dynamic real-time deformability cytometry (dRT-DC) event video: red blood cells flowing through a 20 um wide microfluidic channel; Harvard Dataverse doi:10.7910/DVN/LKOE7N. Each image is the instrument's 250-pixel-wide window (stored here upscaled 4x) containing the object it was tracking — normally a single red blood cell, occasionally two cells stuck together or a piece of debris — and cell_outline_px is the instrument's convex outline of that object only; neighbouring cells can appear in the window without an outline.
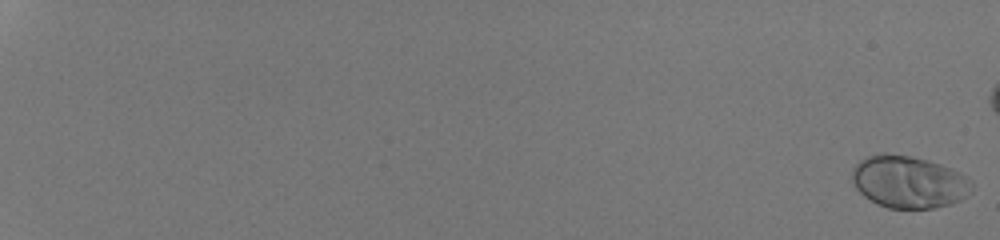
{"species": "human", "species_latin": "Homo sapiens", "temperature_condition": "room temperature", "stored_images_in_passage": 54, "camera_frame_rate_fps": 3000, "um_per_image_px": 0.085, "donor": {"sex": "male"}, "frame": {"image": 1, "passage_image": 1, "time_ms": 0.0, "image_size_px": [1000, 240], "cell_outline_px": [[972, 192], [968, 196], [960, 200], [948, 204], [932, 208], [888, 208], [876, 204], [864, 196], [852, 184], [852, 168], [864, 156], [884, 152], [908, 156], [928, 160], [940, 164], [960, 172], [972, 180]], "centroid_in_image_um": [77.23, 15.45], "position_along_channel_um": 7.8, "area_um2": 36.76}}
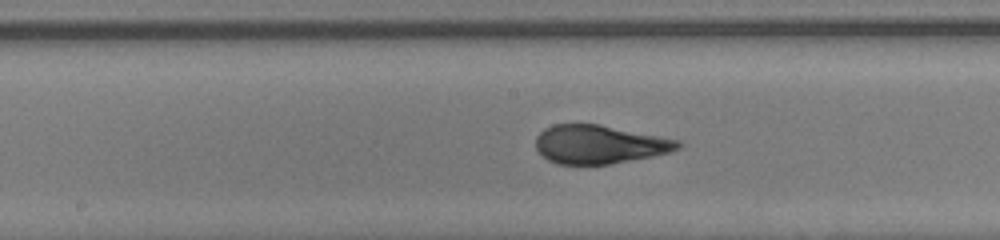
{"frame": {"image": 2, "passage_image": 34, "time_ms": 11.0, "image_size_px": [1000, 240], "cell_outline_px": [[684, 144], [680, 148], [672, 152], [652, 156], [608, 164], [556, 164], [548, 160], [536, 148], [536, 136], [544, 128], [552, 124], [600, 124], [680, 140]], "centroid_in_image_um": [50.97, 12.26], "position_along_channel_um": 197.2, "area_um2": 32.02}}
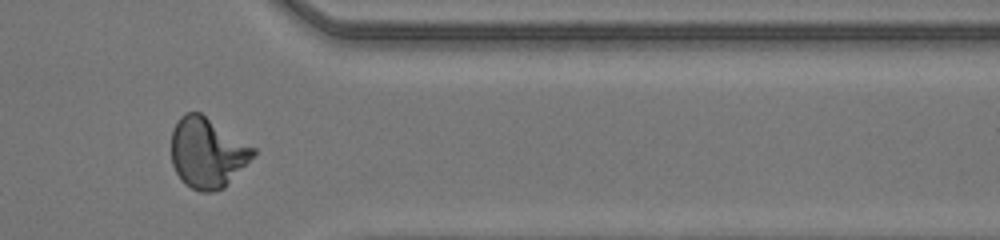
{"frame": {"image": 3, "passage_image": 48, "time_ms": 15.667, "image_size_px": [1000, 240], "cell_outline_px": [[256, 152], [224, 188], [212, 192], [200, 192], [184, 184], [176, 172], [172, 164], [172, 128], [180, 116], [184, 112], [200, 112], [256, 148]], "centroid_in_image_um": [17.59, 12.97], "position_along_channel_um": 393.8, "area_um2": 33.41}}